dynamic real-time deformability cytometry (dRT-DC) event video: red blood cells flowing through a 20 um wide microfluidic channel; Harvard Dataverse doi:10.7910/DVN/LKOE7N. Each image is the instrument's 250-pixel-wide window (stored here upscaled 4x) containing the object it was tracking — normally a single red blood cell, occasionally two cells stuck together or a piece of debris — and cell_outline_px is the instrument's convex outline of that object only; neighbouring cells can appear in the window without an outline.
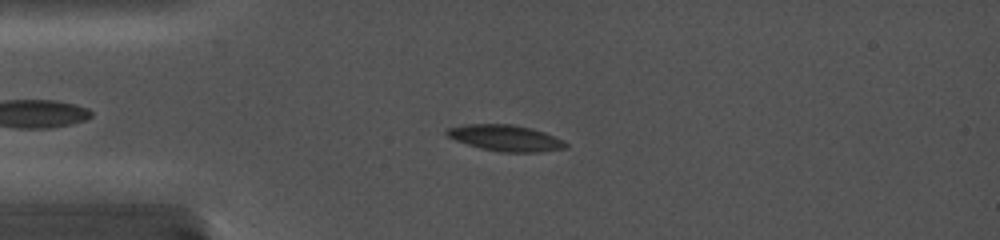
{"species": "common noctule bat (a hibernating species)", "species_latin": "Nyctalus noctula", "temperature_condition": "cold", "stored_images_in_passage": 74, "camera_frame_rate_fps": 5000, "um_per_image_px": 0.085, "animal": {"sex": "female", "body_mass_g": 19.0, "forearm_length_mm": 56.7}, "frame": {"image": 1, "passage_image": 18, "time_ms": 3.4, "image_size_px": [1000, 240], "cell_outline_px": [[568, 148], [540, 152], [500, 152], [480, 148], [456, 140], [448, 136], [444, 132], [448, 128], [464, 124], [512, 124], [532, 128], [544, 132], [564, 140], [568, 144]], "centroid_in_image_um": [43.0, 11.73], "position_along_channel_um": 42.0, "area_um2": 18.21}}
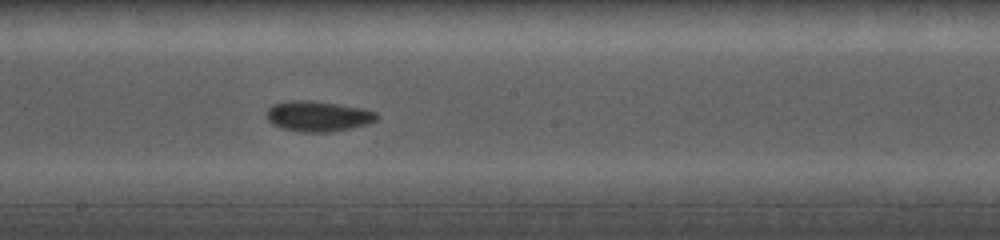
{"frame": {"image": 2, "passage_image": 45, "time_ms": 8.8, "image_size_px": [1000, 240], "cell_outline_px": [[380, 116], [376, 120], [368, 124], [352, 128], [332, 132], [300, 132], [280, 128], [272, 124], [264, 116], [268, 108], [272, 104], [304, 100], [364, 108], [376, 112]], "centroid_in_image_um": [27.03, 9.9], "position_along_channel_um": 221.2, "area_um2": 19.54}}
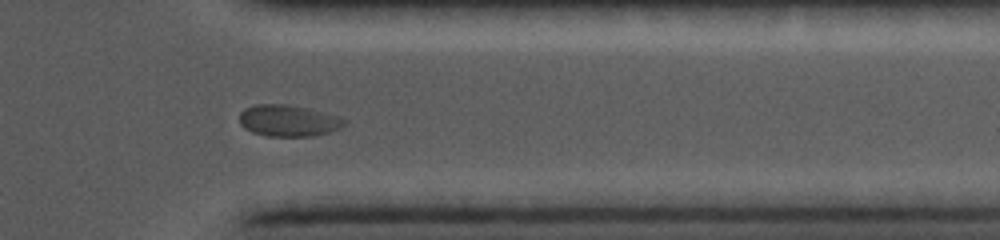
{"frame": {"image": 3, "passage_image": 67, "time_ms": 13.2, "image_size_px": [1000, 240], "cell_outline_px": [[348, 124], [332, 132], [316, 136], [268, 136], [252, 132], [244, 128], [240, 124], [240, 112], [244, 108], [260, 104], [280, 104], [340, 116]], "centroid_in_image_um": [24.51, 10.28], "position_along_channel_um": 386.9, "area_um2": 19.02}}